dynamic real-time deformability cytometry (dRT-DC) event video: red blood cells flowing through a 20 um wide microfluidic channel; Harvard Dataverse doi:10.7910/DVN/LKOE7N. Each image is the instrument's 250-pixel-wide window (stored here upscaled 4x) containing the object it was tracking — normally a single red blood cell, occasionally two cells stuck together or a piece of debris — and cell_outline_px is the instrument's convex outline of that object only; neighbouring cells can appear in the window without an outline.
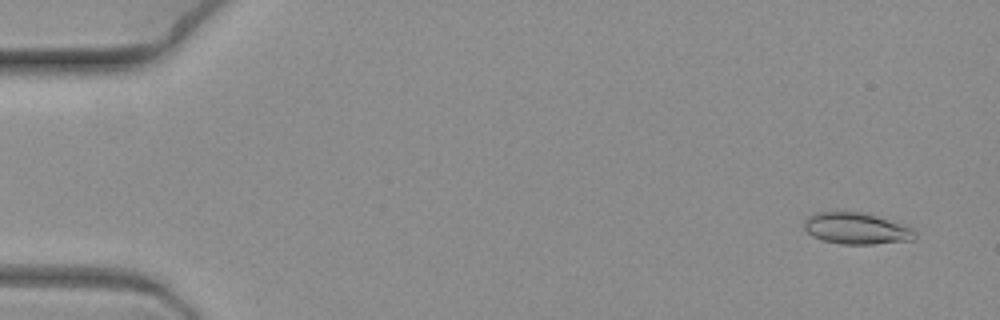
{"species": "common noctule bat (a hibernating species)", "species_latin": "Nyctalus noctula", "temperature_condition": "warm", "stored_images_in_passage": 9, "camera_frame_rate_fps": 3000, "um_per_image_px": 0.085, "animal": {"sex": "female", "body_mass_g": 19.3, "forearm_length_mm": 54.1}, "frame": {"image": 1, "passage_image": 1, "time_ms": 0.0, "image_size_px": [1000, 320], "cell_outline_px": [[916, 236], [912, 240], [872, 244], [840, 244], [824, 240], [812, 236], [804, 228], [804, 220], [808, 216], [816, 212], [860, 212], [876, 216], [912, 228], [916, 232]], "centroid_in_image_um": [72.76, 19.42], "position_along_channel_um": 12.2, "area_um2": 20.06}}
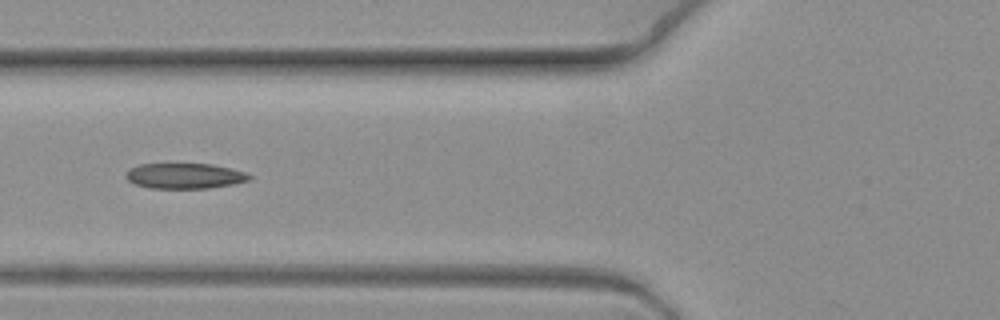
{"frame": {"image": 2, "passage_image": 8, "time_ms": 2.333, "image_size_px": [1000, 320], "cell_outline_px": [[252, 176], [248, 180], [236, 184], [208, 188], [148, 188], [136, 184], [128, 180], [124, 176], [128, 168], [140, 164], [212, 164], [244, 172]], "centroid_in_image_um": [15.66, 14.95], "position_along_channel_um": 110.1, "area_um2": 18.26}}
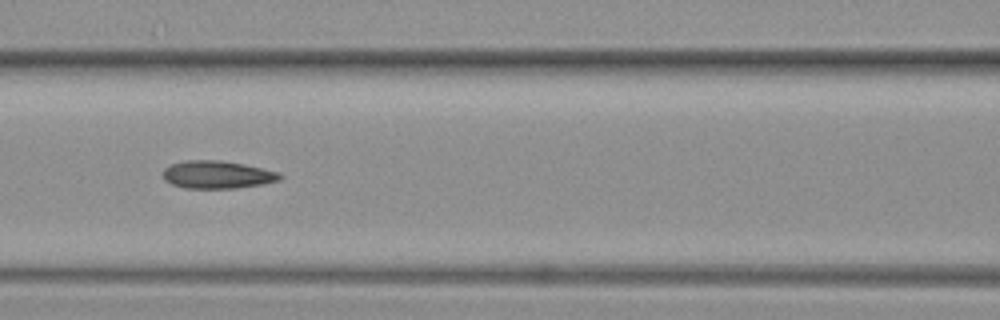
{"frame": {"image": 3, "passage_image": 9, "time_ms": 2.667, "image_size_px": [1000, 320], "cell_outline_px": [[284, 176], [280, 180], [260, 184], [236, 188], [184, 188], [172, 184], [164, 180], [164, 168], [172, 164], [188, 160], [220, 160], [244, 164], [280, 172]], "centroid_in_image_um": [18.49, 14.84], "position_along_channel_um": 148.1, "area_um2": 18.84}}